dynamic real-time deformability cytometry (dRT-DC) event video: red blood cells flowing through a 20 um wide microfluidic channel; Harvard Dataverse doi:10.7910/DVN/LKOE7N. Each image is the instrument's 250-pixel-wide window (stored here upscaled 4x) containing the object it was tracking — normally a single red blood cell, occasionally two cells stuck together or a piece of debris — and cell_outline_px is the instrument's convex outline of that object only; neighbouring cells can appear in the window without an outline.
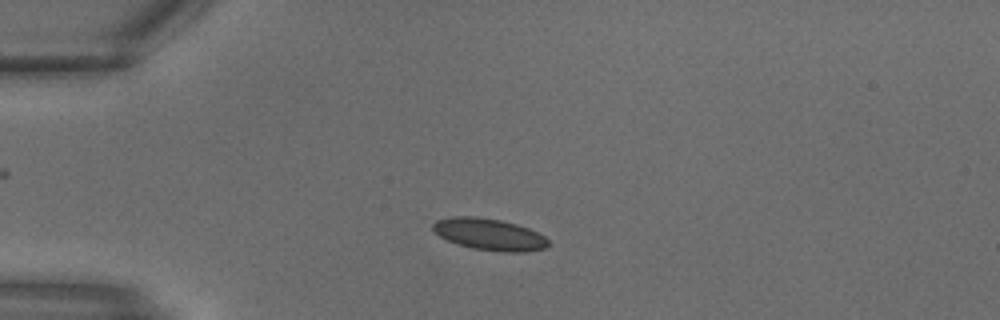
{"species": "common noctule bat (a hibernating species)", "species_latin": "Nyctalus noctula", "temperature_condition": "warm", "stored_images_in_passage": 27, "camera_frame_rate_fps": 3000, "um_per_image_px": 0.085, "animal": {"sex": "male", "body_mass_g": 18.8}, "frame": {"image": 1, "passage_image": 5, "time_ms": 1.333, "image_size_px": [1000, 320], "cell_outline_px": [[548, 248], [524, 252], [504, 252], [472, 248], [456, 244], [440, 236], [432, 228], [432, 224], [436, 220], [452, 216], [476, 216], [500, 220], [516, 224], [528, 228], [544, 236], [548, 240]], "centroid_in_image_um": [41.59, 19.92], "position_along_channel_um": 43.4, "area_um2": 21.33}}
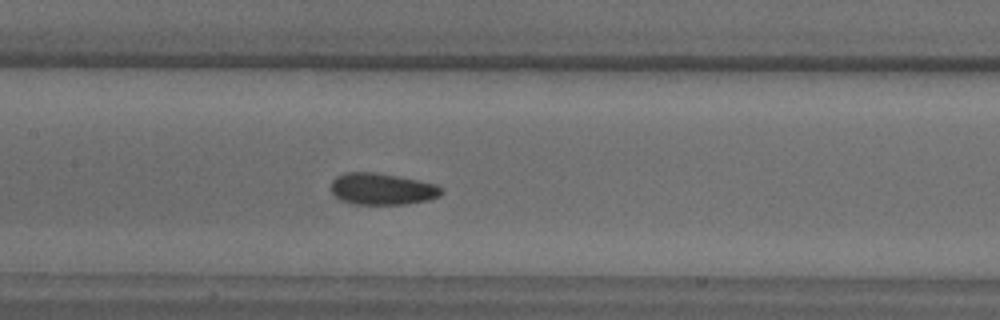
{"frame": {"image": 2, "passage_image": 12, "time_ms": 3.667, "image_size_px": [1000, 320], "cell_outline_px": [[444, 192], [440, 196], [428, 200], [404, 204], [352, 204], [340, 200], [332, 192], [332, 180], [336, 176], [348, 172], [372, 172], [396, 176], [436, 184], [444, 188]], "centroid_in_image_um": [32.49, 16.07], "position_along_channel_um": 174.9, "area_um2": 20.29}}
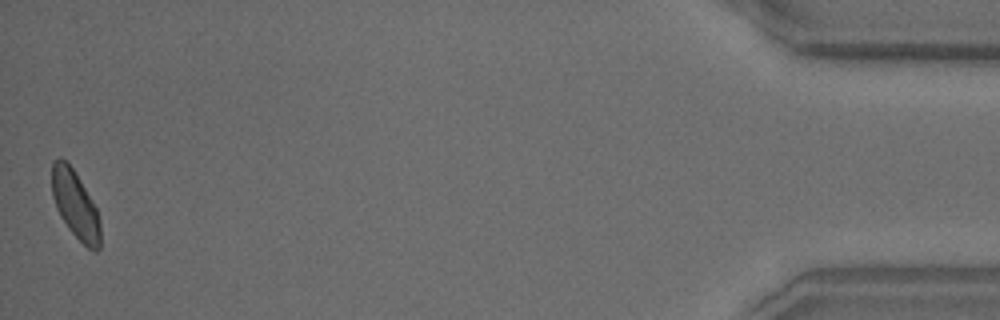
{"frame": {"image": 3, "passage_image": 27, "time_ms": 8.667, "image_size_px": [1000, 320], "cell_outline_px": [[100, 248], [96, 252], [88, 248], [68, 228], [60, 216], [56, 208], [52, 196], [52, 164], [60, 156], [72, 168], [96, 208], [100, 220]], "centroid_in_image_um": [6.4, 17.43], "position_along_channel_um": 428.8, "area_um2": 18.79}}